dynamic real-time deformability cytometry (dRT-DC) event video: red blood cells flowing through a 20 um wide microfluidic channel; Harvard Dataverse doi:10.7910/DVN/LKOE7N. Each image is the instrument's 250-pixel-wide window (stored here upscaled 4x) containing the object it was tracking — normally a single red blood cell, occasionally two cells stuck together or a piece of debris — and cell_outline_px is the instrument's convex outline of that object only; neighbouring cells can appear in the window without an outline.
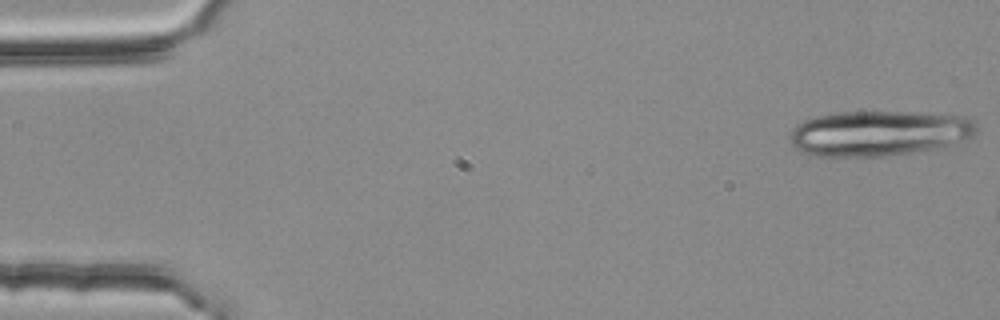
{"species": "common noctule bat (a hibernating species)", "species_latin": "Nyctalus noctula", "temperature_condition": "room temperature", "stored_images_in_passage": 3, "camera_frame_rate_fps": 3000, "um_per_image_px": 0.085, "animal": {"sex": "female", "body_mass_g": 25.1}, "frame": {"image": 1, "passage_image": 1, "time_ms": 0.0, "image_size_px": [1000, 320], "cell_outline_px": [[976, 132], [972, 136], [952, 144], [932, 148], [908, 152], [880, 156], [816, 156], [804, 152], [796, 148], [788, 140], [788, 136], [792, 128], [804, 120], [816, 116], [836, 112], [916, 112], [964, 116], [972, 120], [976, 124]], "centroid_in_image_um": [74.65, 11.31], "position_along_channel_um": 10.3, "area_um2": 48.96}}